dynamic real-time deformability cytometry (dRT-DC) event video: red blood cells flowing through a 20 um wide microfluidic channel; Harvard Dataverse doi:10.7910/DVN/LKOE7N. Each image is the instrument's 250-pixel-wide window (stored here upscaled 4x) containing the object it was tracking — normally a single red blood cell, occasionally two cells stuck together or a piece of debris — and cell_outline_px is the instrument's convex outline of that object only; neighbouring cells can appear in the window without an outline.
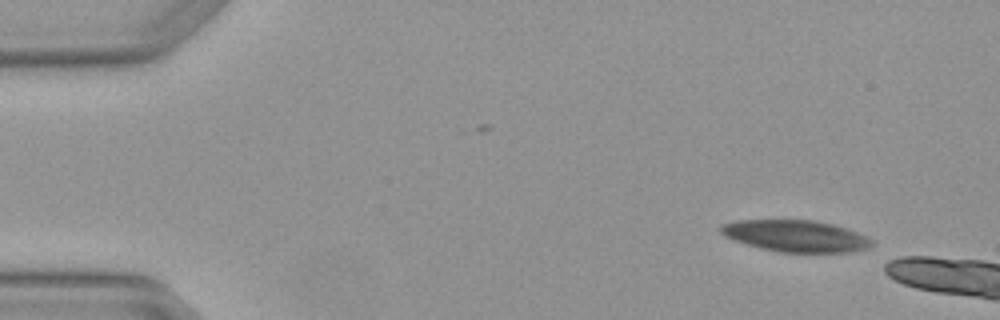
{"species": "Egyptian fruit bat (a non-hibernating species)", "species_latin": "Rousettus aegyptiacus", "temperature_condition": "warm", "stored_images_in_passage": 2, "camera_frame_rate_fps": 3000, "um_per_image_px": 0.085, "animal": {"sex": "female"}, "frame": {"image": 1, "passage_image": 1, "time_ms": 0.0, "image_size_px": [1000, 320], "cell_outline_px": [[876, 244], [868, 248], [852, 252], [776, 252], [760, 248], [724, 236], [720, 232], [720, 224], [736, 220], [812, 220], [832, 224], [856, 232], [872, 240]], "centroid_in_image_um": [67.62, 20.06], "position_along_channel_um": 17.4, "area_um2": 27.74}}